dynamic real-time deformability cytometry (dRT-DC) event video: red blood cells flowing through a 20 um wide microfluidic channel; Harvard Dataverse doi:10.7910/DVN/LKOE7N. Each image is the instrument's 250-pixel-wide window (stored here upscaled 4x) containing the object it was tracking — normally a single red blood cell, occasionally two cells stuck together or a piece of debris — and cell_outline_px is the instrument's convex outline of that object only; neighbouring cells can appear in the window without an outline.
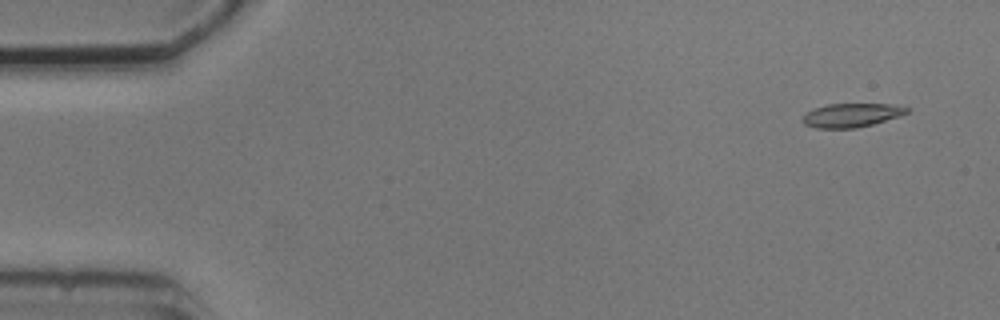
{"species": "common noctule bat (a hibernating species)", "species_latin": "Nyctalus noctula", "temperature_condition": "cold", "stored_images_in_passage": 7, "camera_frame_rate_fps": 3000, "um_per_image_px": 0.085, "animal": {"sex": "male", "body_mass_g": 20.5, "forearm_length_mm": 52.5}, "frame": {"image": 1, "passage_image": 1, "time_ms": 0.0, "image_size_px": [1000, 320], "cell_outline_px": [[912, 108], [908, 112], [900, 116], [872, 124], [856, 128], [816, 128], [804, 124], [800, 120], [804, 112], [828, 104], [888, 104]], "centroid_in_image_um": [72.34, 9.79], "position_along_channel_um": 12.7, "area_um2": 14.51}}
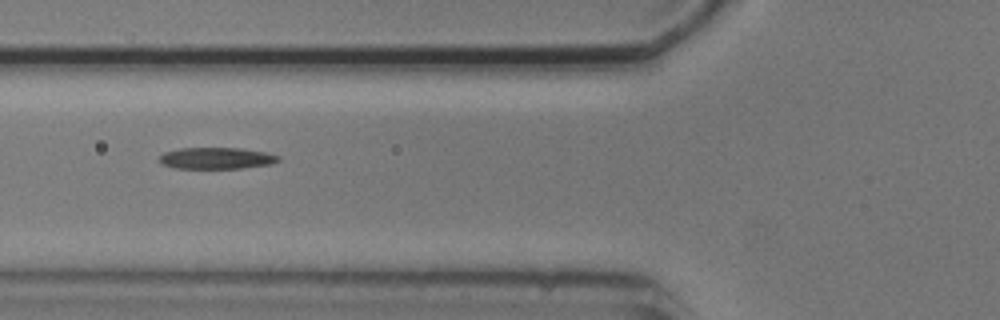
{"frame": {"image": 2, "passage_image": 6, "time_ms": 5.667, "image_size_px": [1000, 320], "cell_outline_px": [[280, 160], [272, 164], [240, 168], [172, 168], [160, 164], [160, 156], [164, 152], [180, 148], [240, 148], [264, 152], [280, 156]], "centroid_in_image_um": [18.38, 13.45], "position_along_channel_um": 107.4, "area_um2": 14.91}}
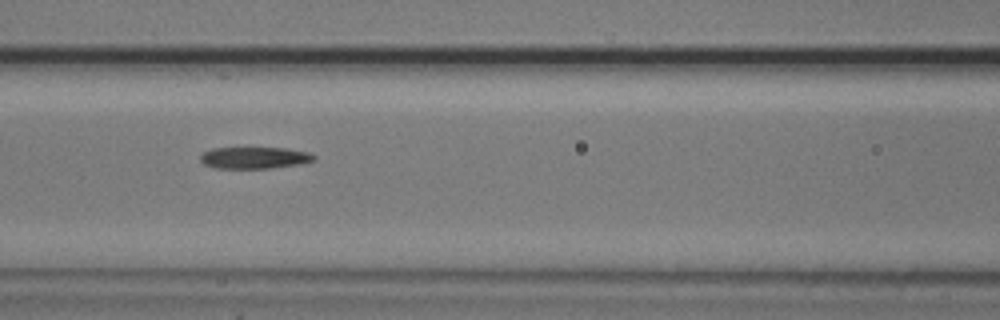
{"frame": {"image": 3, "passage_image": 7, "time_ms": 6.667, "image_size_px": [1000, 320], "cell_outline_px": [[316, 160], [300, 164], [272, 168], [212, 168], [204, 164], [200, 160], [200, 156], [204, 152], [212, 148], [288, 148], [308, 152], [316, 156]], "centroid_in_image_um": [21.64, 13.41], "position_along_channel_um": 145.0, "area_um2": 14.45}}